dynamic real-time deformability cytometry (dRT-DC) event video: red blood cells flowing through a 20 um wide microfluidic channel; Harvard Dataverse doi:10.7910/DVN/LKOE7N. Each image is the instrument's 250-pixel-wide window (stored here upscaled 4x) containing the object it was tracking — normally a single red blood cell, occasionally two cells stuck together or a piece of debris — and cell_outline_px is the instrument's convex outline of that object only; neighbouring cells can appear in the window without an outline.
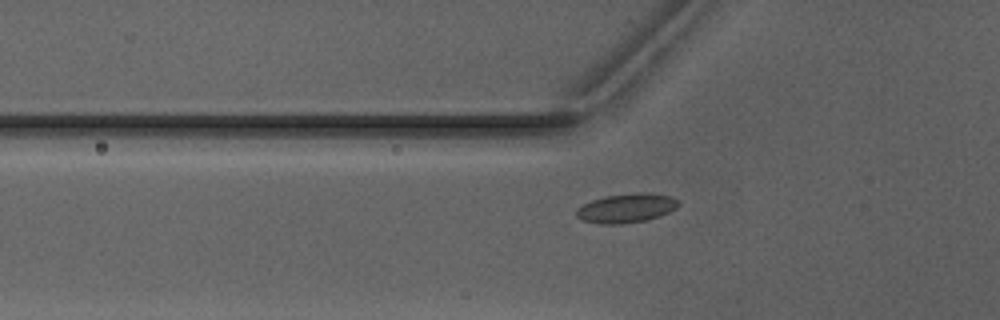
{"species": "Egyptian fruit bat (a non-hibernating species)", "species_latin": "Rousettus aegyptiacus", "temperature_condition": "warm", "stored_images_in_passage": 48, "camera_frame_rate_fps": 3000, "um_per_image_px": 0.085, "animal": {"sex": "male"}, "frame": {"image": 1, "passage_image": 15, "time_ms": 4.667, "image_size_px": [1000, 320], "cell_outline_px": [[680, 204], [676, 208], [660, 216], [644, 220], [620, 224], [600, 224], [580, 220], [576, 216], [576, 208], [592, 200], [604, 196], [640, 192], [644, 192], [672, 196], [680, 200]], "centroid_in_image_um": [53.24, 17.68], "position_along_channel_um": 72.6, "area_um2": 17.46}}
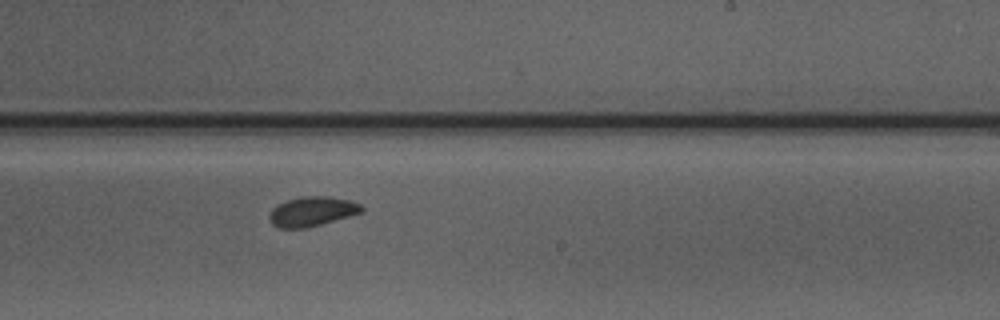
{"frame": {"image": 2, "passage_image": 29, "time_ms": 9.333, "image_size_px": [1000, 320], "cell_outline_px": [[364, 212], [320, 224], [304, 228], [280, 228], [272, 224], [268, 216], [272, 208], [276, 204], [284, 200], [300, 196], [328, 196], [348, 200], [360, 204], [364, 208]], "centroid_in_image_um": [26.49, 17.96], "position_along_channel_um": 262.5, "area_um2": 16.01}}
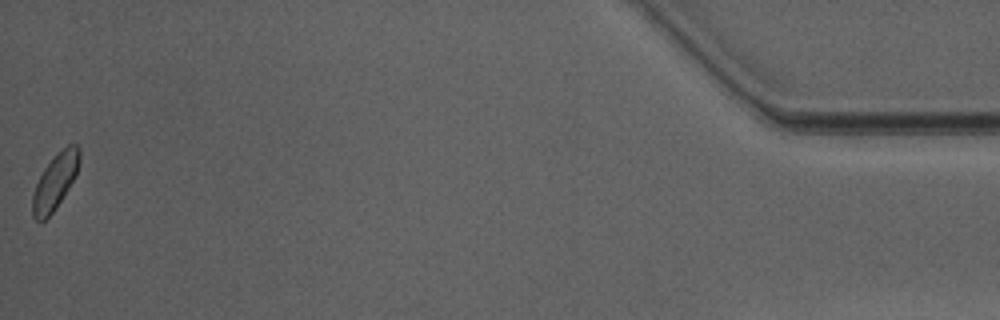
{"frame": {"image": 3, "passage_image": 48, "time_ms": 15.667, "image_size_px": [1000, 320], "cell_outline_px": [[80, 160], [76, 176], [52, 212], [40, 224], [32, 216], [32, 196], [36, 184], [44, 168], [56, 152], [68, 144], [76, 144], [80, 148]], "centroid_in_image_um": [4.68, 15.4], "position_along_channel_um": 430.5, "area_um2": 15.2}, "authors_computed_cell_mechanics": {"area_um2": 16.0395, "velocity_mm_per_s": 4.0833, "shape_relaxation_time_tau1_ms": 8.1299, "shape_relaxation_time_tau2_ms": 1.89, "deformation_change_tau1": 0.1017, "deformation_change_tau2": 0.0511}}